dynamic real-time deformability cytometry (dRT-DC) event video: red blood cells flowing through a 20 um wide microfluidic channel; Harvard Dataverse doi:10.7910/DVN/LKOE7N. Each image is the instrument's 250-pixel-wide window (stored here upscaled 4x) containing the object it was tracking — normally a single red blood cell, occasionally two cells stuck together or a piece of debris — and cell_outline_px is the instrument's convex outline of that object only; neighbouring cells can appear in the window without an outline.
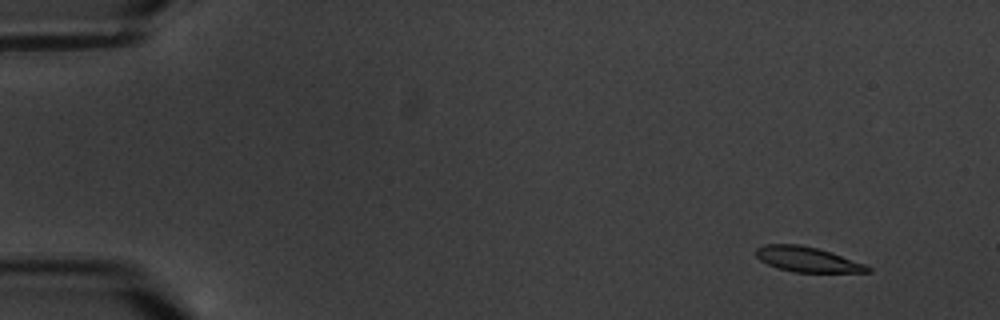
{"species": "common noctule bat (a hibernating species)", "species_latin": "Nyctalus noctula", "temperature_condition": "warm", "stored_images_in_passage": 6, "segment_of_instrument_passage": [1, 2], "camera_frame_rate_fps": 3000, "um_per_image_px": 0.085, "animal": {"sex": "male", "body_mass_g": 20.1, "forearm_length_mm": 53.5}, "frame": {"image": 1, "passage_image": 2, "time_ms": 1.0, "image_size_px": [1000, 320], "cell_outline_px": [[872, 272], [792, 272], [776, 268], [760, 260], [756, 256], [756, 248], [764, 244], [800, 244], [832, 252], [864, 264], [872, 268]], "centroid_in_image_um": [68.6, 22.05], "position_along_channel_um": 16.4, "area_um2": 16.36}}